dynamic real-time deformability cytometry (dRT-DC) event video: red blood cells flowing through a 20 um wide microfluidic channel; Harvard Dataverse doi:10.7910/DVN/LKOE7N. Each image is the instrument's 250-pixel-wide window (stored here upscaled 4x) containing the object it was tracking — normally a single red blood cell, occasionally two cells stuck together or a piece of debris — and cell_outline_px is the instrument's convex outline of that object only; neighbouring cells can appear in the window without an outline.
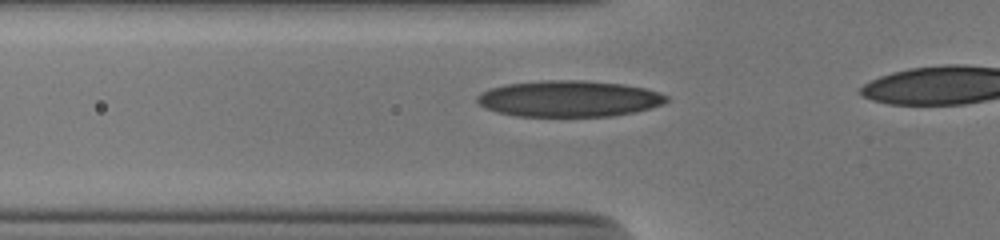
{"species": "human", "species_latin": "Homo sapiens", "temperature_condition": "cold", "stored_images_in_passage": 14, "camera_frame_rate_fps": 3000, "um_per_image_px": 0.085, "donor": {"sex": "male"}, "frame": {"image": 1, "passage_image": 5, "time_ms": 1.333, "image_size_px": [1000, 240], "cell_outline_px": [[668, 100], [664, 104], [652, 108], [636, 112], [612, 116], [516, 116], [496, 112], [484, 108], [476, 100], [476, 96], [480, 92], [492, 88], [508, 84], [544, 80], [584, 80], [624, 84], [644, 88], [660, 92], [668, 96]], "centroid_in_image_um": [48.39, 8.39], "position_along_channel_um": 77.4, "area_um2": 40.23}}
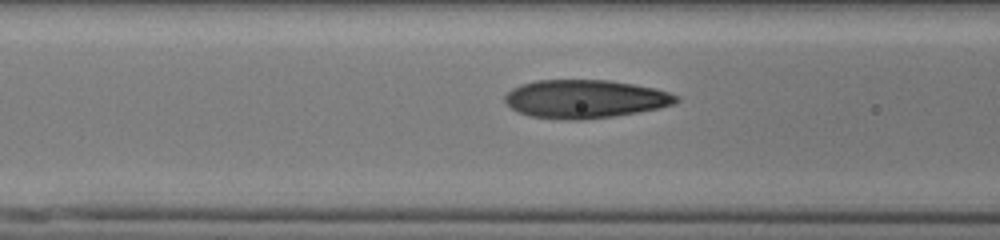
{"frame": {"image": 2, "passage_image": 8, "time_ms": 2.333, "image_size_px": [1000, 240], "cell_outline_px": [[680, 100], [676, 104], [660, 108], [612, 116], [580, 120], [568, 120], [528, 116], [512, 108], [504, 100], [504, 96], [512, 88], [520, 84], [536, 80], [608, 80], [656, 88], [680, 96]], "centroid_in_image_um": [49.75, 8.41], "position_along_channel_um": 116.9, "area_um2": 38.32}}
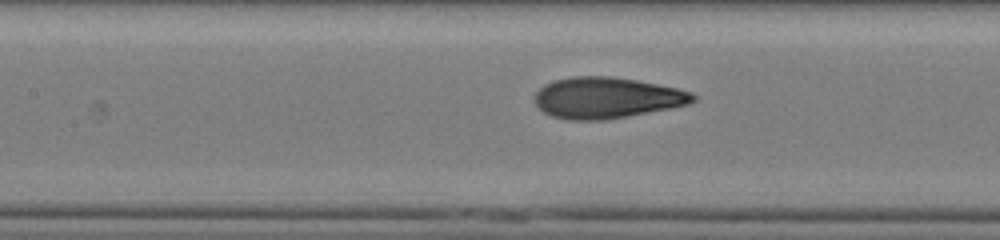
{"frame": {"image": 3, "passage_image": 11, "time_ms": 3.333, "image_size_px": [1000, 240], "cell_outline_px": [[696, 100], [688, 104], [672, 108], [628, 116], [604, 120], [568, 120], [552, 116], [544, 112], [536, 104], [536, 92], [544, 84], [552, 80], [572, 76], [608, 76], [636, 80], [676, 88], [692, 92], [696, 96]], "centroid_in_image_um": [51.57, 8.31], "position_along_channel_um": 155.8, "area_um2": 37.86}}